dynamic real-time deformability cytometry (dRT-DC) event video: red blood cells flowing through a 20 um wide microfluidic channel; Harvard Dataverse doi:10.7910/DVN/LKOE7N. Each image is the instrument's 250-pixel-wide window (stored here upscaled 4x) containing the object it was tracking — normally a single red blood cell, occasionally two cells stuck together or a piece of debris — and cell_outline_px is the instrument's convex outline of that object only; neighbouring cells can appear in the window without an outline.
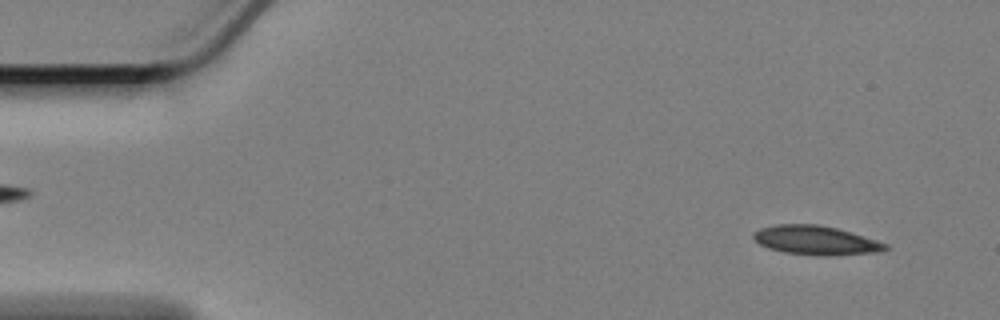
{"species": "Egyptian fruit bat (a non-hibernating species)", "species_latin": "Rousettus aegyptiacus", "temperature_condition": "cold", "stored_images_in_passage": 59, "camera_frame_rate_fps": 3000, "um_per_image_px": 0.085, "animal": {"sex": "female"}, "frame": {"image": 1, "passage_image": 5, "time_ms": 1.333, "image_size_px": [1000, 320], "cell_outline_px": [[888, 248], [880, 252], [828, 256], [784, 252], [768, 248], [760, 244], [752, 236], [752, 232], [760, 228], [776, 224], [816, 224], [836, 228], [852, 232], [888, 244]], "centroid_in_image_um": [69.34, 20.42], "position_along_channel_um": 15.7, "area_um2": 22.31}}
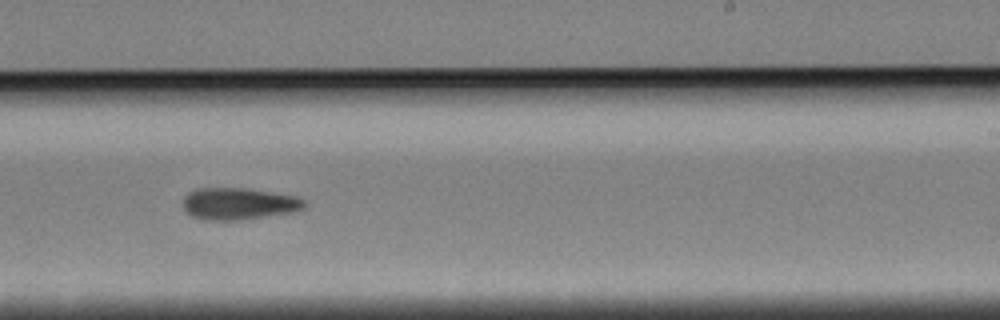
{"frame": {"image": 2, "passage_image": 36, "time_ms": 11.667, "image_size_px": [1000, 320], "cell_outline_px": [[304, 208], [292, 212], [236, 220], [200, 220], [192, 216], [184, 208], [184, 196], [188, 192], [196, 188], [248, 188], [296, 196], [304, 200]], "centroid_in_image_um": [20.25, 17.3], "position_along_channel_um": 268.7, "area_um2": 22.43}}
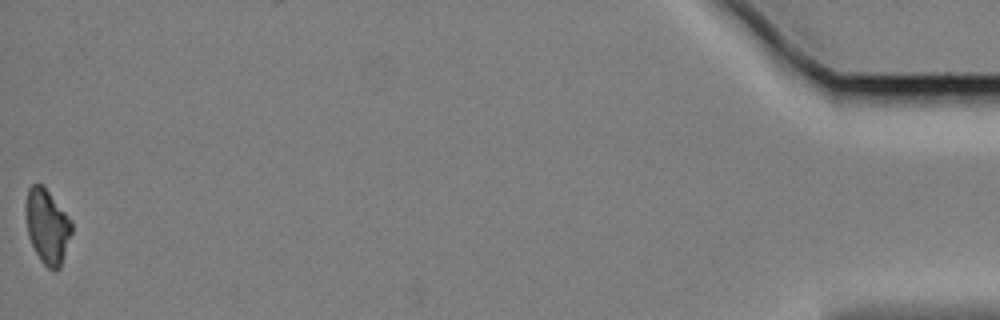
{"frame": {"image": 3, "passage_image": 59, "time_ms": 19.333, "image_size_px": [1000, 320], "cell_outline_px": [[72, 232], [60, 268], [56, 272], [52, 272], [40, 260], [28, 236], [24, 212], [24, 204], [28, 188], [32, 184], [40, 184], [48, 192], [72, 220]], "centroid_in_image_um": [4.0, 19.26], "position_along_channel_um": 431.2, "area_um2": 20.11}, "authors_computed_cell_mechanics": {"area_um2": 21.9062, "velocity_mm_per_s": 3.3744, "shape_relaxation_time_tau1_ms": 6.6791, "shape_relaxation_time_tau2_ms": null, "deformation_change_tau1": 0.1265, "deformation_change_tau2": null}}